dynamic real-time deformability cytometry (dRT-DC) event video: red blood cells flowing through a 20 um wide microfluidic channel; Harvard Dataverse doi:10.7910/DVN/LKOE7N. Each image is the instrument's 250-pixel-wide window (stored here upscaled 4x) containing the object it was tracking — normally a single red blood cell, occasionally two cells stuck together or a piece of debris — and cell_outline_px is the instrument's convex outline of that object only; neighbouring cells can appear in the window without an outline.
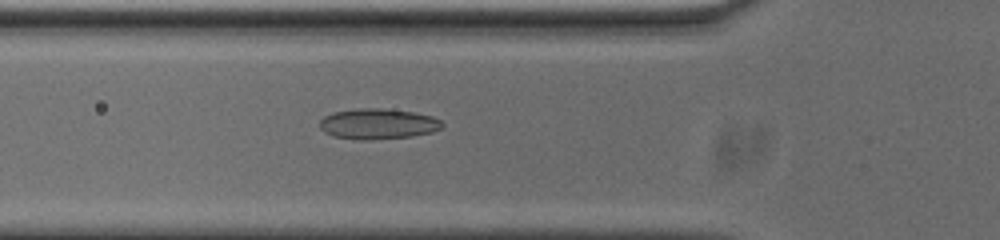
{"species": "common noctule bat (a hibernating species)", "species_latin": "Nyctalus noctula", "temperature_condition": "cold", "stored_images_in_passage": 53, "camera_frame_rate_fps": 3000, "um_per_image_px": 0.085, "animal": {"sex": "male", "body_mass_g": 20.0, "forearm_length_mm": 53.3}, "frame": {"image": 1, "passage_image": 17, "time_ms": 5.333, "image_size_px": [1000, 240], "cell_outline_px": [[444, 124], [440, 128], [432, 132], [412, 136], [368, 140], [360, 140], [332, 136], [324, 132], [320, 128], [320, 120], [324, 116], [332, 112], [356, 108], [380, 108], [412, 112], [432, 116], [440, 120]], "centroid_in_image_um": [32.09, 10.53], "position_along_channel_um": 93.7, "area_um2": 21.85}}
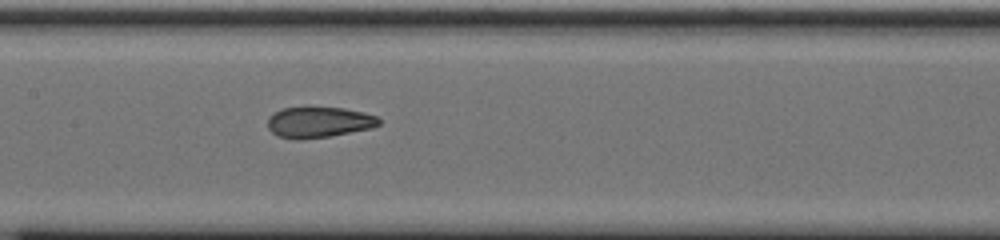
{"frame": {"image": 2, "passage_image": 24, "time_ms": 7.667, "image_size_px": [1000, 240], "cell_outline_px": [[380, 124], [372, 128], [328, 136], [300, 140], [296, 140], [276, 136], [268, 128], [268, 116], [284, 108], [308, 104], [312, 104], [344, 108], [364, 112], [376, 116], [380, 120]], "centroid_in_image_um": [27.07, 10.34], "position_along_channel_um": 180.3, "area_um2": 20.75}}
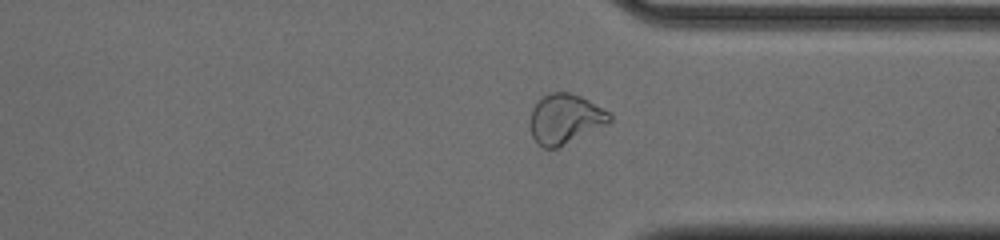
{"frame": {"image": 3, "passage_image": 39, "time_ms": 12.667, "image_size_px": [1000, 240], "cell_outline_px": [[612, 120], [608, 124], [556, 148], [544, 148], [536, 144], [532, 136], [528, 120], [532, 108], [544, 96], [552, 92], [568, 92], [580, 96], [588, 100], [608, 112], [612, 116]], "centroid_in_image_um": [48.0, 10.12], "position_along_channel_um": 363.4, "area_um2": 23.0}, "authors_computed_cell_mechanics": {"area_um2": 21.4438, "velocity_mm_per_s": 3.6985, "shape_relaxation_time_tau1_ms": null, "shape_relaxation_time_tau2_ms": 1.5808, "deformation_change_tau1": null, "deformation_change_tau2": 0.072}}